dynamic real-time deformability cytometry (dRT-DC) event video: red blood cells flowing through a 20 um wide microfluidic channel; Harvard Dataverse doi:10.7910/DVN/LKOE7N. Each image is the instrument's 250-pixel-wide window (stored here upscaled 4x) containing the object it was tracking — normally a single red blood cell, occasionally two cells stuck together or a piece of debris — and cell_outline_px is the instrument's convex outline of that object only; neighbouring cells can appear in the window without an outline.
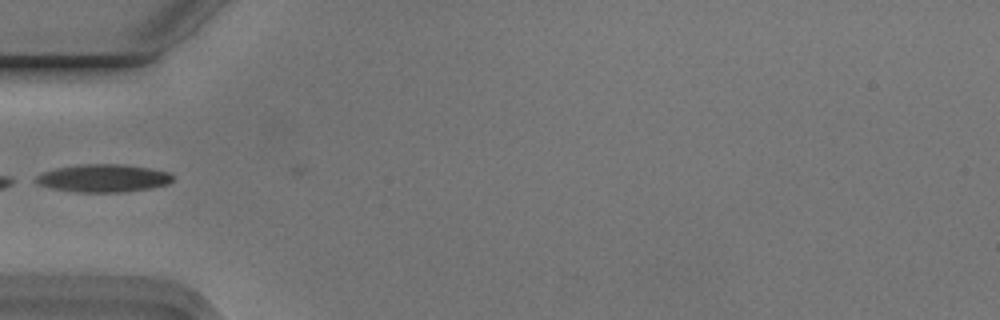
{"species": "Egyptian fruit bat (a non-hibernating species)", "species_latin": "Rousettus aegyptiacus", "temperature_condition": "cold", "stored_images_in_passage": 5, "camera_frame_rate_fps": 3000, "um_per_image_px": 0.085, "animal": {"sex": "male"}, "frame": {"image": 1, "passage_image": 4, "time_ms": 1.0, "image_size_px": [1000, 320], "cell_outline_px": [[172, 180], [168, 184], [152, 188], [124, 192], [76, 192], [52, 188], [40, 184], [32, 180], [36, 176], [44, 172], [56, 168], [88, 164], [120, 164], [148, 168], [168, 172], [172, 176]], "centroid_in_image_um": [8.78, 15.15], "position_along_channel_um": 76.2, "area_um2": 21.96}}